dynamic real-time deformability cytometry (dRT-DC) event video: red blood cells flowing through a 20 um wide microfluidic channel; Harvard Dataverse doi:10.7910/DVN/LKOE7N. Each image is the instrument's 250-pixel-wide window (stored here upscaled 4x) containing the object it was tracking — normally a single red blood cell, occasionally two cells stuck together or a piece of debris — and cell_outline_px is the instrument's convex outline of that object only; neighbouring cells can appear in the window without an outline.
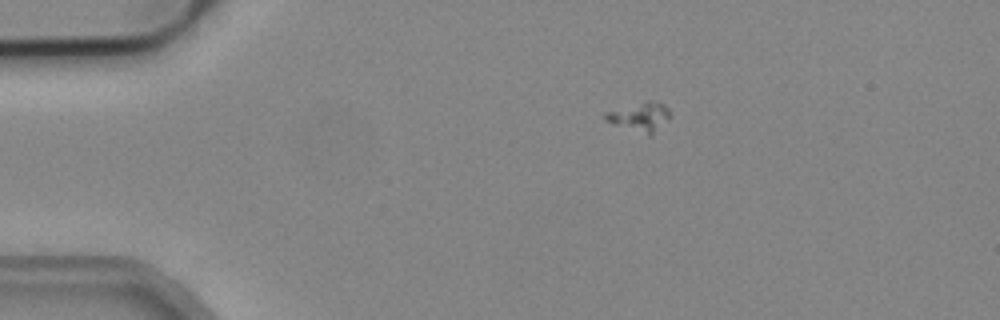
{"species": "common noctule bat (a hibernating species)", "species_latin": "Nyctalus noctula", "temperature_condition": "cold", "stored_images_in_passage": 5, "camera_frame_rate_fps": 3000, "um_per_image_px": 0.085, "animal": {"sex": "male", "body_mass_g": 19.2, "forearm_length_mm": 51.8}, "frame": {"image": 1, "passage_image": 1, "time_ms": 0.0, "image_size_px": [1000, 320], "cell_outline_px": [[672, 116], [652, 136], [648, 136], [612, 124], [604, 120], [604, 112], [648, 100], [652, 100], [660, 104]], "centroid_in_image_um": [54.35, 9.97], "position_along_channel_um": 30.6, "area_um2": 10.98}}